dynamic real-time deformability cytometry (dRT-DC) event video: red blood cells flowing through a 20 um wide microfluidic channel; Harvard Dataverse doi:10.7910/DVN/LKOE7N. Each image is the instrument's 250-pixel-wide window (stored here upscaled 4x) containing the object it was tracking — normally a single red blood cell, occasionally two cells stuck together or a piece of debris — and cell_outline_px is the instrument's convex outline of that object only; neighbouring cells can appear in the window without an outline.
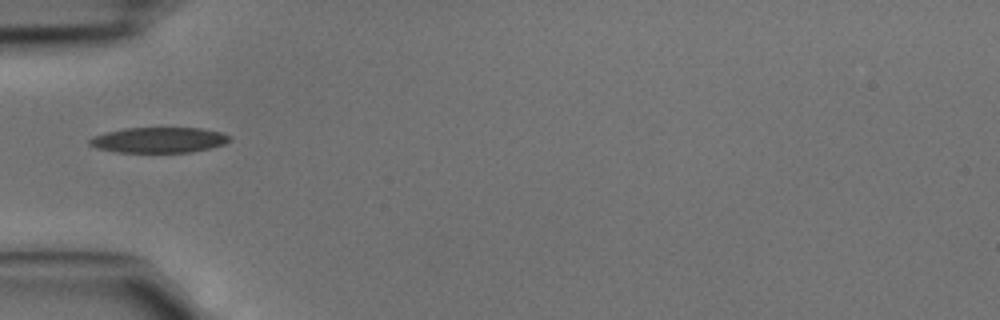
{"species": "common noctule bat (a hibernating species)", "species_latin": "Nyctalus noctula", "temperature_condition": "cold", "stored_images_in_passage": 31, "camera_frame_rate_fps": 3000, "um_per_image_px": 0.085, "animal": {"sex": "male", "body_mass_g": 15.6}, "frame": {"image": 1, "passage_image": 1, "time_ms": 0.0, "image_size_px": [1000, 320], "cell_outline_px": [[232, 140], [224, 144], [212, 148], [192, 152], [116, 152], [96, 148], [88, 144], [88, 140], [92, 136], [104, 132], [124, 128], [200, 128], [220, 132], [232, 136]], "centroid_in_image_um": [13.5, 11.9], "position_along_channel_um": 71.5, "area_um2": 21.04}}
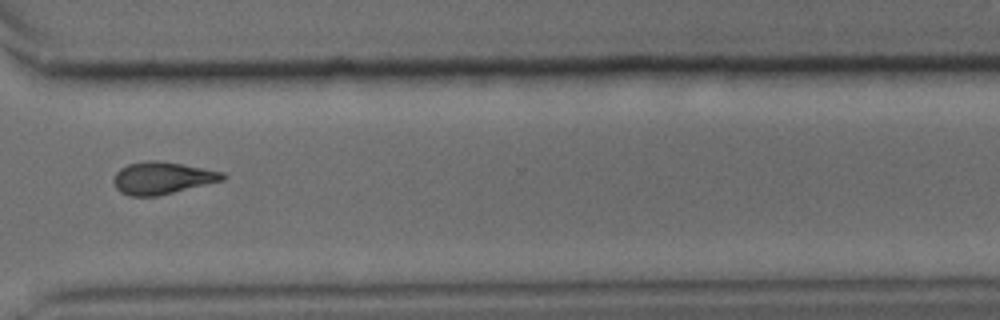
{"frame": {"image": 2, "passage_image": 20, "time_ms": 6.333, "image_size_px": [1000, 320], "cell_outline_px": [[228, 176], [224, 180], [156, 196], [128, 196], [120, 192], [116, 188], [112, 180], [116, 172], [120, 168], [128, 164], [148, 160], [156, 160], [180, 164], [224, 172]], "centroid_in_image_um": [13.76, 15.13], "position_along_channel_um": 356.8, "area_um2": 20.4}}
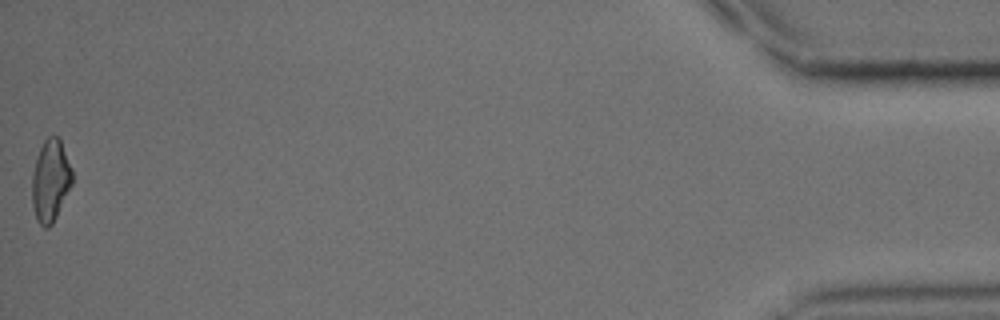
{"frame": {"image": 3, "passage_image": 31, "time_ms": 10.0, "image_size_px": [1000, 320], "cell_outline_px": [[72, 184], [52, 224], [48, 228], [44, 228], [36, 220], [32, 204], [32, 172], [36, 156], [44, 140], [48, 136], [60, 136], [72, 168]], "centroid_in_image_um": [4.29, 15.32], "position_along_channel_um": 430.9, "area_um2": 19.42}}